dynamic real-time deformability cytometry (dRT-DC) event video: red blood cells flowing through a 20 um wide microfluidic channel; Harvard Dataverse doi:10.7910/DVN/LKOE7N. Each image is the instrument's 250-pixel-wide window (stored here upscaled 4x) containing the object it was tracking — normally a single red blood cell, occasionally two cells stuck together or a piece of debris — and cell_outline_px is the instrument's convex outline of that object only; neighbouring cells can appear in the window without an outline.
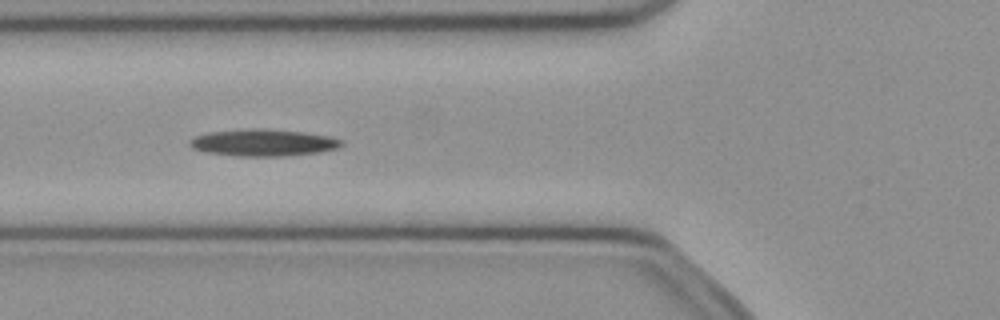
{"species": "common noctule bat (a hibernating species)", "species_latin": "Nyctalus noctula", "temperature_condition": "cold", "stored_images_in_passage": 36, "camera_frame_rate_fps": 3000, "um_per_image_px": 0.085, "animal": {"sex": "female", "body_mass_g": 21.9}, "frame": {"image": 1, "passage_image": 4, "time_ms": 1.0, "image_size_px": [1000, 320], "cell_outline_px": [[344, 144], [336, 148], [320, 152], [280, 156], [236, 156], [204, 152], [192, 148], [188, 144], [188, 140], [192, 136], [208, 132], [248, 128], [264, 128], [304, 132], [328, 136], [340, 140]], "centroid_in_image_um": [22.28, 12.11], "position_along_channel_um": 103.5, "area_um2": 23.99}}
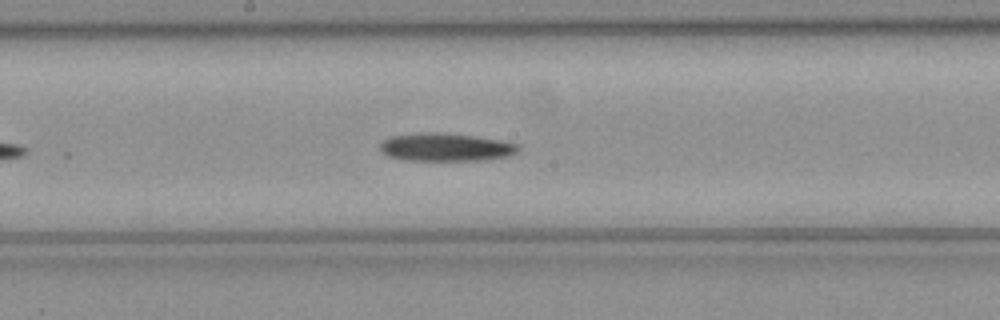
{"frame": {"image": 2, "passage_image": 12, "time_ms": 3.667, "image_size_px": [1000, 320], "cell_outline_px": [[520, 148], [516, 152], [508, 156], [488, 160], [404, 160], [388, 156], [380, 152], [380, 144], [384, 140], [392, 136], [420, 132], [436, 132], [472, 136], [500, 140], [520, 144]], "centroid_in_image_um": [37.88, 12.51], "position_along_channel_um": 210.3, "area_um2": 22.6}}
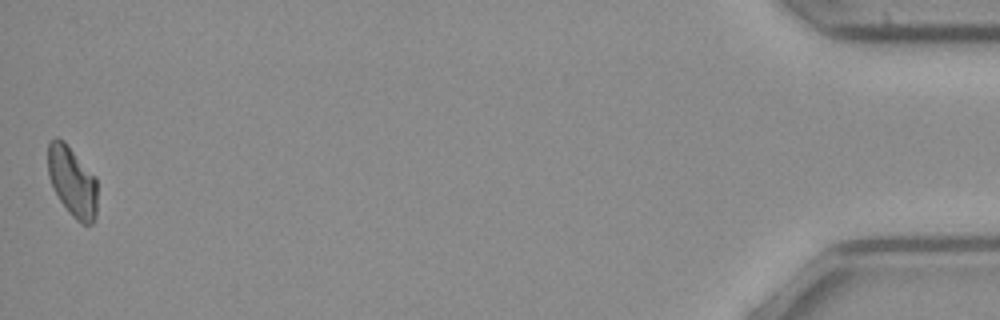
{"frame": {"image": 3, "passage_image": 36, "time_ms": 11.667, "image_size_px": [1000, 320], "cell_outline_px": [[96, 212], [92, 224], [84, 224], [76, 220], [68, 212], [52, 188], [48, 176], [48, 144], [56, 136], [64, 140], [96, 176]], "centroid_in_image_um": [6.13, 15.41], "position_along_channel_um": 429.1, "area_um2": 20.35}}